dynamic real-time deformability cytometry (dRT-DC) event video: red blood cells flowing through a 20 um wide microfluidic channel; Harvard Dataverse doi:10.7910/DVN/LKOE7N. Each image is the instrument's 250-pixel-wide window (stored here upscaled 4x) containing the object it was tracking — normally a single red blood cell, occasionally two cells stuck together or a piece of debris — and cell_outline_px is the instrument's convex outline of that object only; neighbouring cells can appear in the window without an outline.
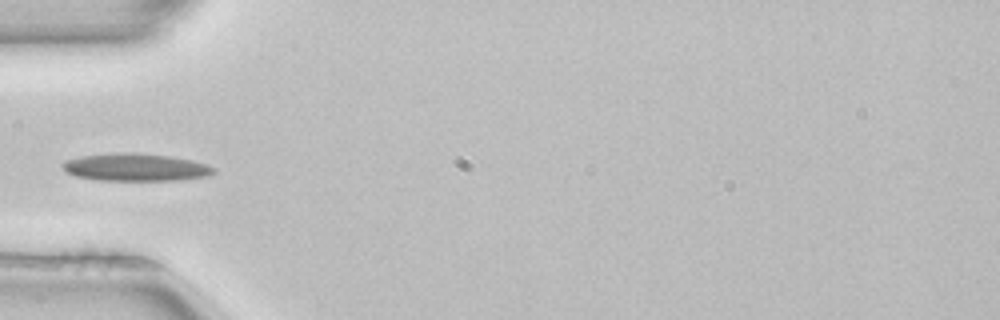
{"species": "common noctule bat (a hibernating species)", "species_latin": "Nyctalus noctula", "temperature_condition": "room temperature", "stored_images_in_passage": 36, "camera_frame_rate_fps": 3000, "um_per_image_px": 0.085, "animal": {"sex": "female", "body_mass_g": 22.7, "forearm_length_mm": 54.2}, "frame": {"image": 1, "passage_image": 1, "time_ms": 0.0, "image_size_px": [1000, 320], "cell_outline_px": [[216, 172], [208, 176], [176, 180], [96, 180], [76, 176], [68, 172], [60, 164], [68, 160], [80, 156], [116, 152], [136, 152], [172, 156], [192, 160], [216, 168]], "centroid_in_image_um": [11.55, 14.2], "position_along_channel_um": 73.5, "area_um2": 24.33}}
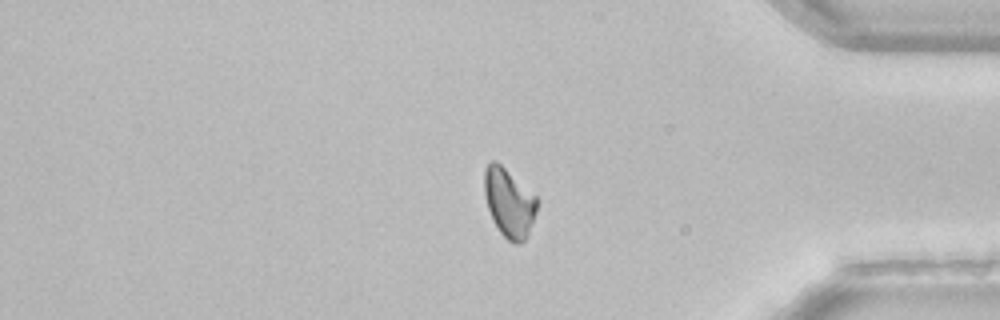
{"frame": {"image": 2, "passage_image": 27, "time_ms": 8.667, "image_size_px": [1000, 320], "cell_outline_px": [[536, 212], [528, 232], [524, 240], [520, 244], [512, 244], [500, 232], [492, 220], [488, 208], [484, 192], [484, 168], [492, 160], [496, 160], [536, 196]], "centroid_in_image_um": [43.24, 17.23], "position_along_channel_um": 392.0, "area_um2": 20.87}}